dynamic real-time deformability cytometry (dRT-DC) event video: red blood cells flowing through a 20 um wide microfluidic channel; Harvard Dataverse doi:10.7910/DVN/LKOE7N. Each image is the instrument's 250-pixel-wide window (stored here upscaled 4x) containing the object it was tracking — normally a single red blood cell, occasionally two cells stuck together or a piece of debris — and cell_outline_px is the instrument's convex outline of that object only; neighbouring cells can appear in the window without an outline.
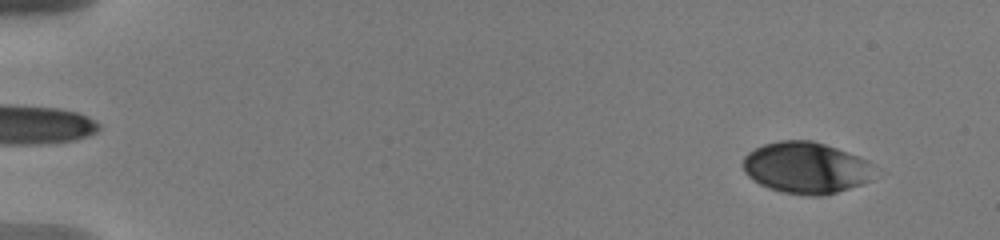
{"species": "human", "species_latin": "Homo sapiens", "temperature_condition": "warm", "stored_images_in_passage": 41, "camera_frame_rate_fps": 3000, "um_per_image_px": 0.085, "donor": {"sex": "male"}, "frame": {"image": 1, "passage_image": 5, "time_ms": 1.333, "image_size_px": [1000, 240], "cell_outline_px": [[872, 180], [824, 196], [808, 196], [780, 192], [768, 188], [752, 180], [744, 172], [744, 156], [748, 152], [764, 144], [780, 140], [812, 140], [836, 148], [868, 160], [872, 164]], "centroid_in_image_um": [68.49, 14.27], "position_along_channel_um": 16.5, "area_um2": 39.42}}
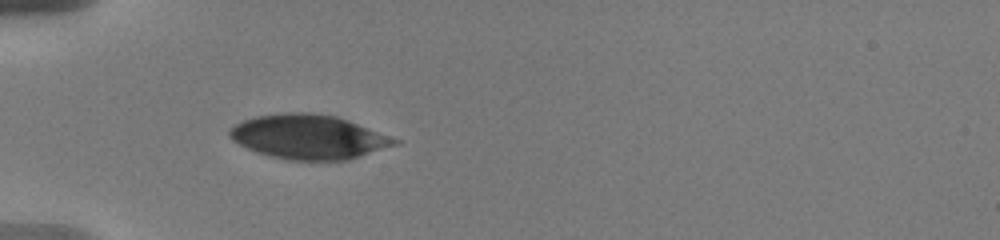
{"frame": {"image": 2, "passage_image": 31, "time_ms": 6.0, "image_size_px": [1000, 240], "cell_outline_px": [[400, 144], [348, 160], [288, 160], [256, 152], [232, 140], [228, 136], [228, 132], [236, 124], [244, 120], [256, 116], [284, 112], [308, 112], [336, 116], [400, 140]], "centroid_in_image_um": [26.24, 11.64], "position_along_channel_um": 58.8, "area_um2": 42.43}}
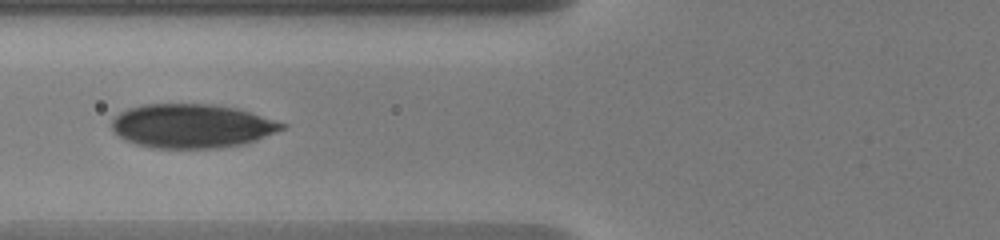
{"frame": {"image": 3, "passage_image": 40, "time_ms": 7.667, "image_size_px": [1000, 240], "cell_outline_px": [[288, 124], [284, 128], [276, 132], [256, 140], [244, 144], [220, 148], [152, 148], [136, 144], [124, 140], [112, 128], [112, 120], [120, 112], [128, 108], [144, 104], [212, 104], [236, 108]], "centroid_in_image_um": [16.3, 10.71], "position_along_channel_um": 109.5, "area_um2": 43.58}}